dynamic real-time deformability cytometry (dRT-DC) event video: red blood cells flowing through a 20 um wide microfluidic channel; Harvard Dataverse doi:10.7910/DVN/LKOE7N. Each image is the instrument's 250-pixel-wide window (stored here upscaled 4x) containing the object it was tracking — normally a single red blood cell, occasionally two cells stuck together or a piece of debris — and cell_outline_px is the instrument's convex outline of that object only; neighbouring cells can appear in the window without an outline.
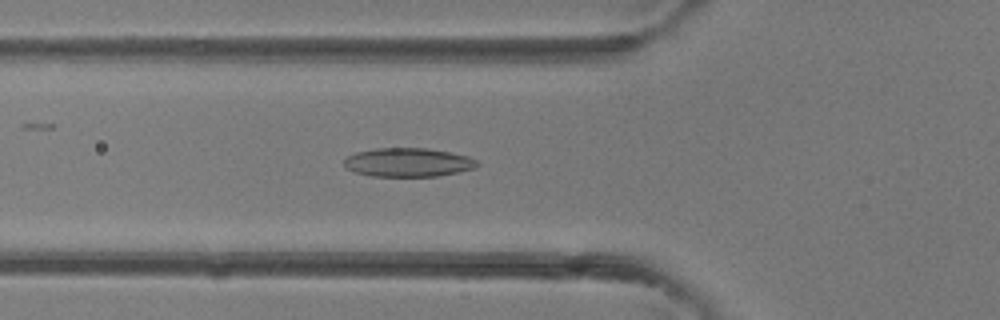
{"species": "common noctule bat (a hibernating species)", "species_latin": "Nyctalus noctula", "temperature_condition": "room temperature", "stored_images_in_passage": 27, "camera_frame_rate_fps": 3000, "um_per_image_px": 0.085, "animal": {"sex": "female"}, "frame": {"image": 1, "passage_image": 6, "time_ms": 1.667, "image_size_px": [1000, 320], "cell_outline_px": [[480, 164], [476, 168], [460, 172], [440, 176], [372, 176], [356, 172], [348, 168], [344, 164], [344, 160], [348, 156], [356, 152], [376, 148], [428, 148], [468, 156], [476, 160]], "centroid_in_image_um": [34.73, 13.8], "position_along_channel_um": 91.1, "area_um2": 22.31}}
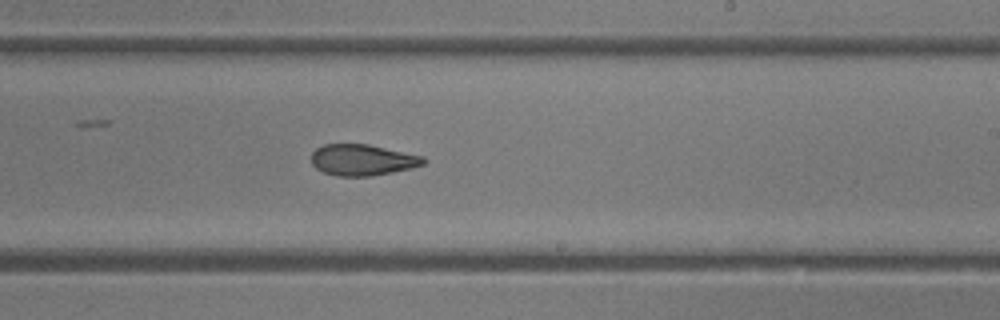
{"frame": {"image": 2, "passage_image": 16, "time_ms": 5.0, "image_size_px": [1000, 320], "cell_outline_px": [[428, 160], [424, 164], [412, 168], [372, 176], [336, 176], [324, 172], [316, 168], [312, 164], [312, 152], [316, 148], [324, 144], [368, 144], [424, 156]], "centroid_in_image_um": [30.83, 13.59], "position_along_channel_um": 258.2, "area_um2": 20.46}}
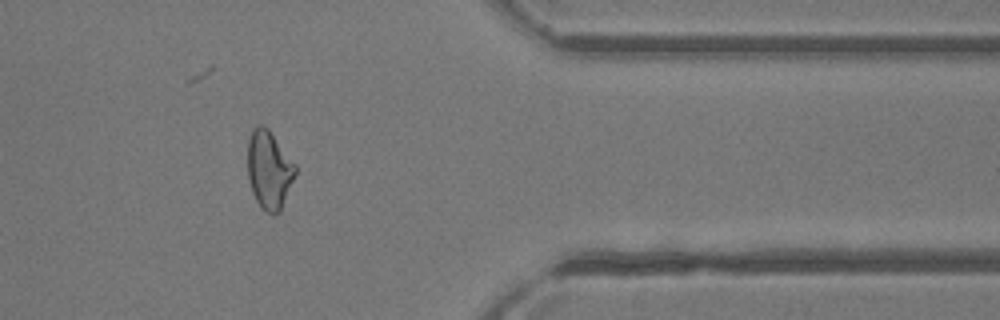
{"frame": {"image": 3, "passage_image": 25, "time_ms": 8.0, "image_size_px": [1000, 320], "cell_outline_px": [[296, 172], [280, 212], [268, 212], [260, 208], [252, 192], [248, 180], [248, 140], [252, 128], [256, 124], [264, 124], [268, 128], [296, 164]], "centroid_in_image_um": [22.86, 14.39], "position_along_channel_um": 388.5, "area_um2": 21.79}}